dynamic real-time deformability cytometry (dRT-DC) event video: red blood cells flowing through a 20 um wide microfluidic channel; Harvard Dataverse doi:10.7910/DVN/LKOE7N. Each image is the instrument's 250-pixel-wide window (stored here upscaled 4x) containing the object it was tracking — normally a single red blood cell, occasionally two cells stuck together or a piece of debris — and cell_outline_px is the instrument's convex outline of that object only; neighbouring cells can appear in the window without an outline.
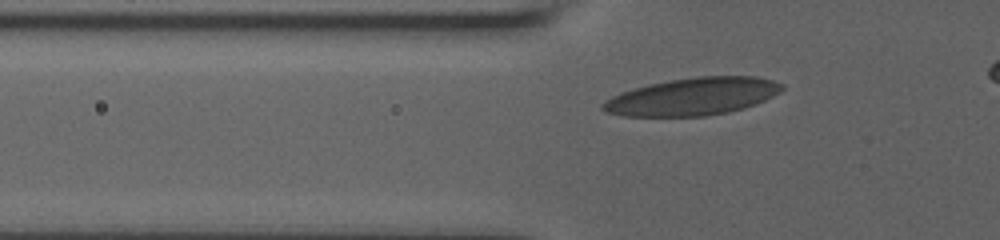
{"species": "human", "species_latin": "Homo sapiens", "temperature_condition": "room temperature", "stored_images_in_passage": 51, "camera_frame_rate_fps": 3000, "um_per_image_px": 0.085, "donor": {"sex": "male"}, "frame": {"image": 1, "passage_image": 12, "time_ms": 2.667, "image_size_px": [1000, 240], "cell_outline_px": [[784, 88], [780, 92], [756, 104], [744, 108], [728, 112], [704, 116], [624, 116], [608, 112], [600, 108], [600, 104], [604, 100], [620, 92], [632, 88], [648, 84], [696, 76], [756, 76], [772, 80], [784, 84]], "centroid_in_image_um": [58.86, 8.2], "position_along_channel_um": 66.9, "area_um2": 39.25}}
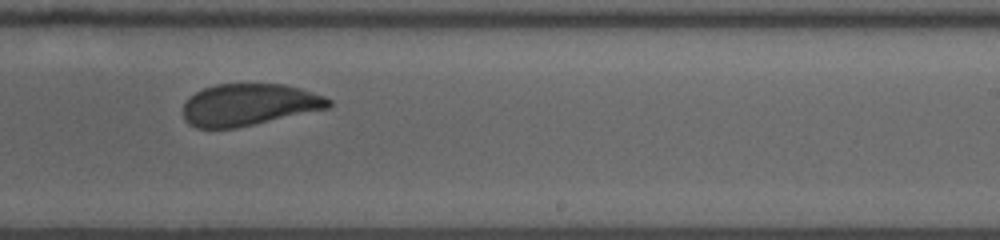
{"frame": {"image": 2, "passage_image": 36, "time_ms": 8.333, "image_size_px": [1000, 240], "cell_outline_px": [[332, 104], [328, 108], [236, 128], [196, 128], [188, 124], [184, 120], [184, 104], [196, 92], [204, 88], [216, 84], [284, 84], [300, 88], [324, 96], [332, 100]], "centroid_in_image_um": [21.17, 8.9], "position_along_channel_um": 267.8, "area_um2": 35.32}}
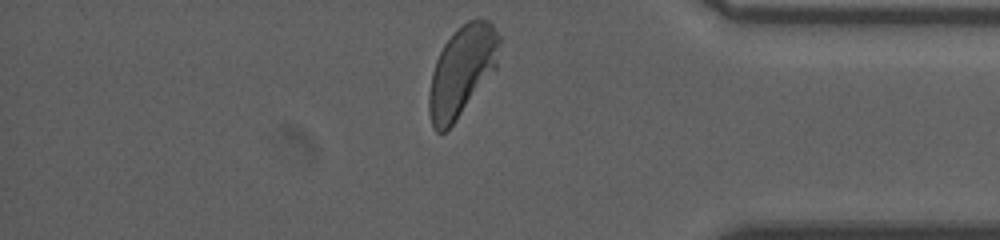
{"frame": {"image": 3, "passage_image": 50, "time_ms": 12.333, "image_size_px": [1000, 240], "cell_outline_px": [[500, 44], [496, 68], [452, 124], [444, 132], [436, 132], [432, 128], [428, 112], [428, 92], [432, 72], [436, 60], [444, 44], [468, 20], [480, 16], [488, 20], [492, 24], [500, 36]], "centroid_in_image_um": [39.25, 6.02], "position_along_channel_um": 396.0, "area_um2": 36.59}, "authors_computed_cell_mechanics": {"area_um2": 37.3388, "velocity_mm_per_s": 3.6305, "shape_relaxation_time_tau1_ms": 5.5984, "shape_relaxation_time_tau2_ms": 1.0412, "deformation_change_tau1": 0.1444, "deformation_change_tau2": 0.0737}}